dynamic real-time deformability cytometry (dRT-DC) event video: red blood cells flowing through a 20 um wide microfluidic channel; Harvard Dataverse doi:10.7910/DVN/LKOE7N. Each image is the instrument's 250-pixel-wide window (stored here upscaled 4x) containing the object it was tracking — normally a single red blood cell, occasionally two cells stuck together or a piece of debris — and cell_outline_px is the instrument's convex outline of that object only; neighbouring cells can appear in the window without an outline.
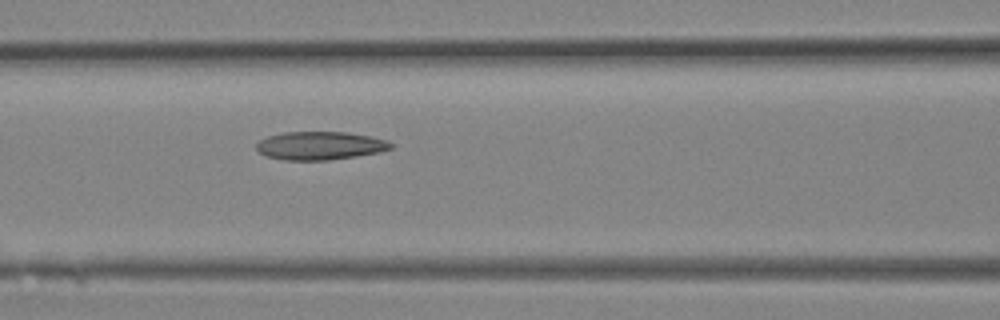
{"species": "Egyptian fruit bat (a non-hibernating species)", "species_latin": "Rousettus aegyptiacus", "temperature_condition": "room temperature", "stored_images_in_passage": 12, "camera_frame_rate_fps": 3000, "um_per_image_px": 0.085, "animal": {"sex": "female"}, "frame": {"image": 1, "passage_image": 12, "time_ms": 3.667, "image_size_px": [1000, 320], "cell_outline_px": [[392, 148], [380, 152], [356, 156], [328, 160], [284, 160], [264, 156], [256, 148], [256, 144], [260, 140], [268, 136], [284, 132], [348, 132], [368, 136], [384, 140], [392, 144]], "centroid_in_image_um": [27.16, 12.38], "position_along_channel_um": 139.4, "area_um2": 22.02}}